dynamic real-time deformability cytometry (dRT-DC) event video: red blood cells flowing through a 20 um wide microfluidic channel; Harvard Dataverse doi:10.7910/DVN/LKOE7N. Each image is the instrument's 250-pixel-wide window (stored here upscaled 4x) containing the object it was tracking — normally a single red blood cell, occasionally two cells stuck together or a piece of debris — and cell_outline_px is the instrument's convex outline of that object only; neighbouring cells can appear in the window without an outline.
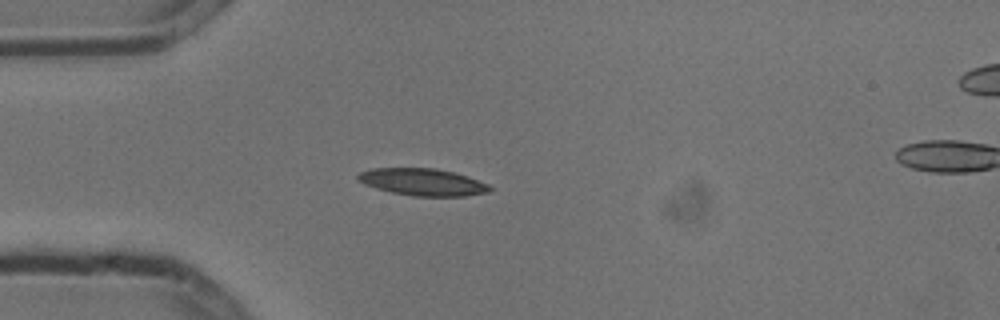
{"species": "common noctule bat (a hibernating species)", "species_latin": "Nyctalus noctula", "temperature_condition": "cold", "stored_images_in_passage": 2, "camera_frame_rate_fps": 3000, "um_per_image_px": 0.085, "animal": {"sex": "male", "body_mass_g": 13.3}, "frame": {"image": 1, "passage_image": 1, "time_ms": 0.0, "image_size_px": [1000, 320], "cell_outline_px": [[492, 188], [488, 192], [464, 196], [412, 196], [392, 192], [376, 188], [364, 184], [356, 180], [356, 176], [360, 172], [372, 168], [436, 168], [468, 176], [488, 184]], "centroid_in_image_um": [35.9, 15.47], "position_along_channel_um": 49.1, "area_um2": 20.81}}